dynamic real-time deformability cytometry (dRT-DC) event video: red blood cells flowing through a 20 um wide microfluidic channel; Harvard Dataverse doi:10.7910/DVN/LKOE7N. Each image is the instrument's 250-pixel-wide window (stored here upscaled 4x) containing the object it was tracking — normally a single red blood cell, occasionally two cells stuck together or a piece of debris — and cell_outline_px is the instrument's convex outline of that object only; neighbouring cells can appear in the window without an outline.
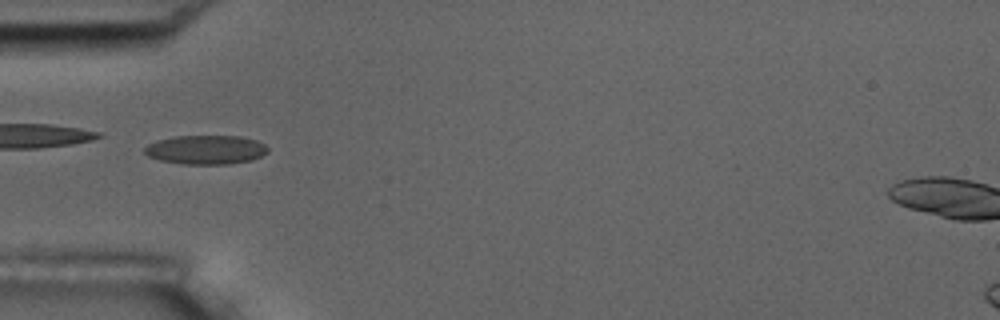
{"species": "common noctule bat (a hibernating species)", "species_latin": "Nyctalus noctula", "temperature_condition": "room temperature", "stored_images_in_passage": 50, "camera_frame_rate_fps": 3000, "um_per_image_px": 0.085, "animal": {"sex": "male", "body_mass_g": 17.5, "forearm_length_mm": 52.3}, "frame": {"image": 1, "passage_image": 15, "time_ms": 4.667, "image_size_px": [1000, 320], "cell_outline_px": [[268, 152], [252, 160], [228, 164], [184, 164], [160, 160], [148, 156], [144, 152], [144, 148], [148, 144], [156, 140], [176, 136], [240, 136], [256, 140], [264, 144], [268, 148]], "centroid_in_image_um": [17.49, 12.72], "position_along_channel_um": 67.5, "area_um2": 20.87}, "authors_computed_cell_mechanics": {"area_um2": 19.8832, "velocity_mm_per_s": 3.6541, "shape_relaxation_time_tau1_ms": 10.2406, "shape_relaxation_time_tau2_ms": 1.7781, "deformation_change_tau1": 0.218, "deformation_change_tau2": 0.0739}}